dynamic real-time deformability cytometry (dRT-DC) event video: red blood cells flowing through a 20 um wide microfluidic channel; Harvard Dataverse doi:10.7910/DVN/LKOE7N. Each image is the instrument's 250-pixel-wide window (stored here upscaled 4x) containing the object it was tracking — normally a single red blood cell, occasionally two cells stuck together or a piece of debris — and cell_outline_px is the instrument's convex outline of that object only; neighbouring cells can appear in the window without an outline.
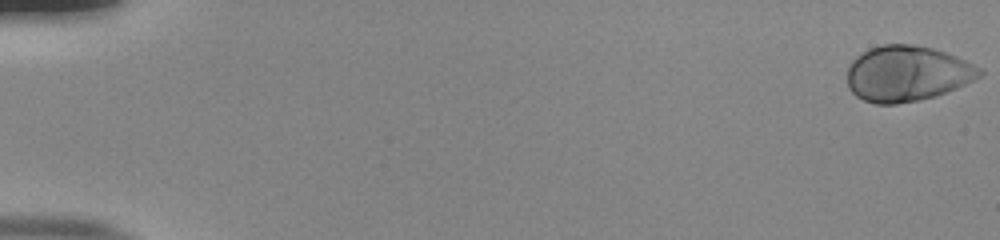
{"species": "human", "species_latin": "Homo sapiens", "temperature_condition": "room temperature", "stored_images_in_passage": 54, "camera_frame_rate_fps": 3000, "um_per_image_px": 0.085, "donor": {"sex": "male"}, "frame": {"image": 1, "passage_image": 1, "time_ms": 0.0, "image_size_px": [1000, 240], "cell_outline_px": [[984, 72], [980, 76], [956, 88], [936, 96], [896, 104], [876, 104], [864, 100], [856, 96], [848, 88], [848, 68], [852, 60], [856, 56], [868, 48], [884, 44], [912, 44], [932, 48], [956, 56], [980, 68]], "centroid_in_image_um": [77.07, 6.25], "position_along_channel_um": 7.9, "area_um2": 42.71}}
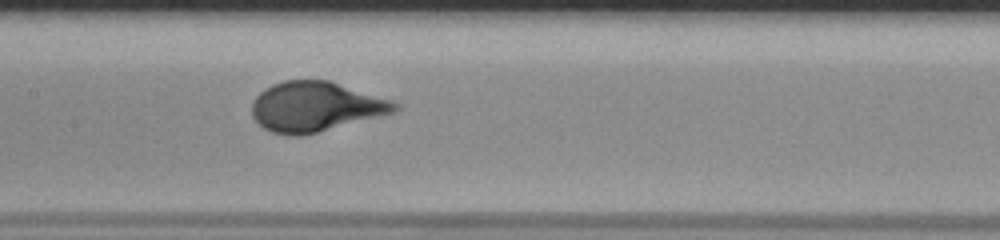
{"frame": {"image": 2, "passage_image": 28, "time_ms": 9.0, "image_size_px": [1000, 240], "cell_outline_px": [[400, 108], [392, 112], [316, 132], [300, 136], [292, 136], [272, 132], [264, 128], [252, 116], [252, 100], [264, 88], [272, 84], [284, 80], [328, 80], [392, 100], [400, 104]], "centroid_in_image_um": [26.77, 9.05], "position_along_channel_um": 180.6, "area_um2": 40.98}}
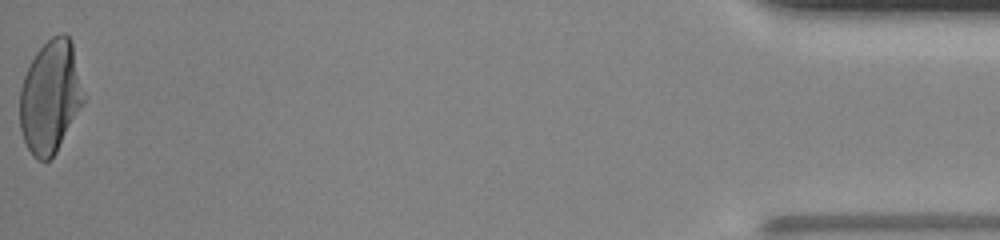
{"frame": {"image": 3, "passage_image": 54, "time_ms": 17.667, "image_size_px": [1000, 240], "cell_outline_px": [[84, 104], [56, 152], [48, 160], [36, 160], [28, 148], [24, 140], [20, 128], [20, 88], [24, 76], [36, 52], [52, 36], [60, 32], [64, 32], [72, 40], [84, 96]], "centroid_in_image_um": [4.28, 8.22], "position_along_channel_um": 430.9, "area_um2": 41.85}, "authors_computed_cell_mechanics": {"area_um2": 41.0958, "velocity_mm_per_s": 3.8895, "shape_relaxation_time_tau1_ms": 3.3099, "shape_relaxation_time_tau2_ms": null, "deformation_change_tau1": 0.2039, "deformation_change_tau2": null}}